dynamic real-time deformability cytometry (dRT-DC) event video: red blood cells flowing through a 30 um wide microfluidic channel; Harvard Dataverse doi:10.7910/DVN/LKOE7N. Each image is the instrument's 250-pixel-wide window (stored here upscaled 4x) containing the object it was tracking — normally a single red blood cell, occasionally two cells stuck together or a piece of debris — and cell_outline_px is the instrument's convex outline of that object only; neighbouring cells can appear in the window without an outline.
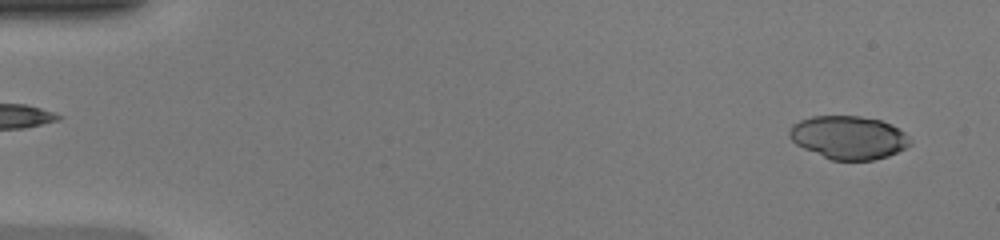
{"species": "common noctule bat (a hibernating species)", "species_latin": "Nyctalus noctula", "temperature_condition": "warm", "stored_images_in_passage": 47, "camera_frame_rate_fps": 3000, "um_per_image_px": 0.085, "animal": {"sex": "female", "body_mass_g": 20.0, "forearm_length_mm": 54.0}, "frame": {"image": 1, "passage_image": 2, "time_ms": 0.333, "image_size_px": [1000, 240], "cell_outline_px": [[912, 144], [888, 156], [872, 160], [832, 160], [804, 148], [796, 144], [788, 136], [788, 132], [792, 124], [800, 120], [812, 116], [860, 116], [880, 120], [892, 124], [900, 128], [912, 140]], "centroid_in_image_um": [72.14, 11.67], "position_along_channel_um": 12.9, "area_um2": 30.46}}